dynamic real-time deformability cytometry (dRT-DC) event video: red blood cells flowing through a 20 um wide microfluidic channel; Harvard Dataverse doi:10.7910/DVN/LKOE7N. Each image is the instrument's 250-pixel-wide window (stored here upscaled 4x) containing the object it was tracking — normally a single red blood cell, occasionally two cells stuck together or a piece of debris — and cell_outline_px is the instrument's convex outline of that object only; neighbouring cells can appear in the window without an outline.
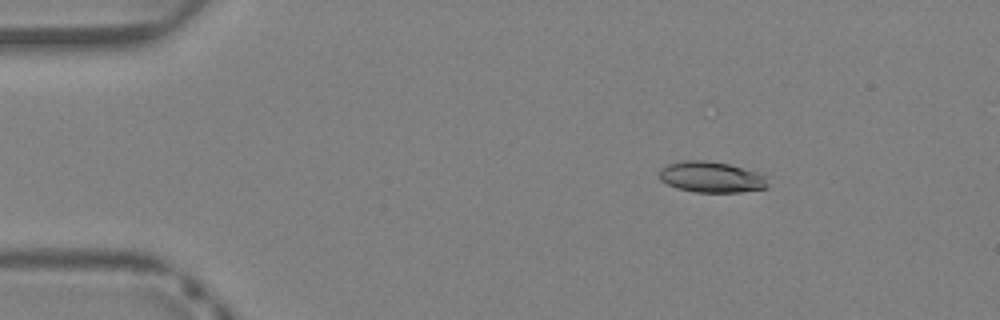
{"species": "Egyptian fruit bat (a non-hibernating species)", "species_latin": "Rousettus aegyptiacus", "temperature_condition": "warm", "stored_images_in_passage": 38, "camera_frame_rate_fps": 3000, "um_per_image_px": 0.085, "animal": {"sex": "female"}, "frame": {"image": 1, "passage_image": 4, "time_ms": 1.0, "image_size_px": [1000, 320], "cell_outline_px": [[768, 188], [740, 192], [696, 192], [676, 188], [660, 180], [660, 168], [668, 164], [684, 160], [704, 160], [728, 164], [756, 172], [764, 176], [768, 184]], "centroid_in_image_um": [60.44, 15.05], "position_along_channel_um": 24.6, "area_um2": 19.42}}
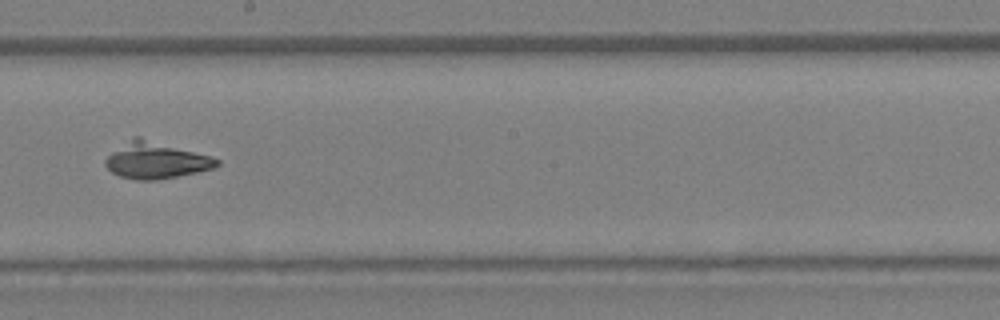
{"frame": {"image": 2, "passage_image": 21, "time_ms": 6.667, "image_size_px": [1000, 320], "cell_outline_px": [[220, 164], [212, 168], [196, 172], [156, 180], [136, 180], [120, 176], [112, 172], [104, 164], [104, 160], [112, 152], [132, 136], [140, 136], [208, 156], [220, 160]], "centroid_in_image_um": [13.2, 13.62], "position_along_channel_um": 235.0, "area_um2": 23.35}}
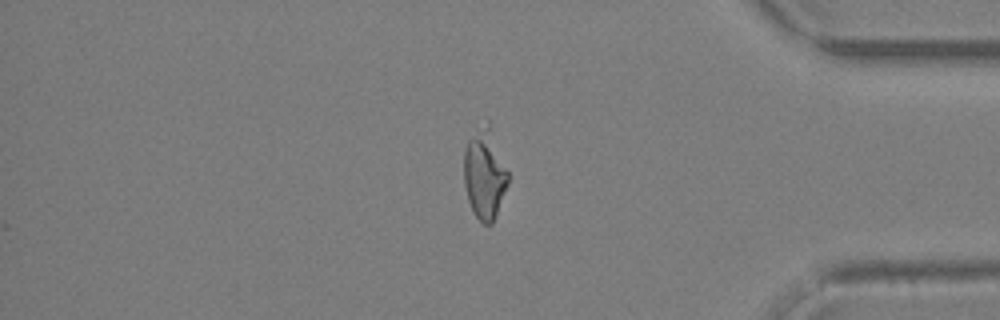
{"frame": {"image": 3, "passage_image": 32, "time_ms": 10.333, "image_size_px": [1000, 320], "cell_outline_px": [[508, 184], [496, 216], [492, 224], [484, 224], [476, 216], [468, 200], [464, 184], [464, 148], [468, 140], [472, 136], [480, 136], [508, 172]], "centroid_in_image_um": [41.12, 15.27], "position_along_channel_um": 394.1, "area_um2": 19.77}}